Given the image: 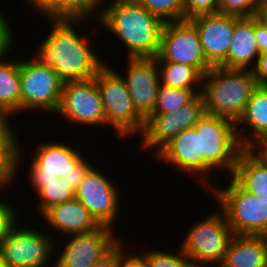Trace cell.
I'll return each instance as SVG.
<instances>
[{"instance_id": "obj_10", "label": "cell", "mask_w": 267, "mask_h": 267, "mask_svg": "<svg viewBox=\"0 0 267 267\" xmlns=\"http://www.w3.org/2000/svg\"><path fill=\"white\" fill-rule=\"evenodd\" d=\"M63 81L51 67L42 65L33 56L20 60V113L24 111L58 110Z\"/></svg>"}, {"instance_id": "obj_24", "label": "cell", "mask_w": 267, "mask_h": 267, "mask_svg": "<svg viewBox=\"0 0 267 267\" xmlns=\"http://www.w3.org/2000/svg\"><path fill=\"white\" fill-rule=\"evenodd\" d=\"M20 59L0 61V113H20Z\"/></svg>"}, {"instance_id": "obj_23", "label": "cell", "mask_w": 267, "mask_h": 267, "mask_svg": "<svg viewBox=\"0 0 267 267\" xmlns=\"http://www.w3.org/2000/svg\"><path fill=\"white\" fill-rule=\"evenodd\" d=\"M140 136L139 147L145 151L155 150V156L177 136L176 113L151 114L145 120L144 131Z\"/></svg>"}, {"instance_id": "obj_7", "label": "cell", "mask_w": 267, "mask_h": 267, "mask_svg": "<svg viewBox=\"0 0 267 267\" xmlns=\"http://www.w3.org/2000/svg\"><path fill=\"white\" fill-rule=\"evenodd\" d=\"M228 179L225 186L212 185L208 192L216 199L233 234L267 235V201L243 189L231 176Z\"/></svg>"}, {"instance_id": "obj_45", "label": "cell", "mask_w": 267, "mask_h": 267, "mask_svg": "<svg viewBox=\"0 0 267 267\" xmlns=\"http://www.w3.org/2000/svg\"><path fill=\"white\" fill-rule=\"evenodd\" d=\"M98 7L109 0H92Z\"/></svg>"}, {"instance_id": "obj_31", "label": "cell", "mask_w": 267, "mask_h": 267, "mask_svg": "<svg viewBox=\"0 0 267 267\" xmlns=\"http://www.w3.org/2000/svg\"><path fill=\"white\" fill-rule=\"evenodd\" d=\"M173 113H176L177 135L185 129L193 128L206 113L202 94H197L189 103Z\"/></svg>"}, {"instance_id": "obj_3", "label": "cell", "mask_w": 267, "mask_h": 267, "mask_svg": "<svg viewBox=\"0 0 267 267\" xmlns=\"http://www.w3.org/2000/svg\"><path fill=\"white\" fill-rule=\"evenodd\" d=\"M94 22L123 43L127 58H155L158 55L165 22L136 0L103 3Z\"/></svg>"}, {"instance_id": "obj_6", "label": "cell", "mask_w": 267, "mask_h": 267, "mask_svg": "<svg viewBox=\"0 0 267 267\" xmlns=\"http://www.w3.org/2000/svg\"><path fill=\"white\" fill-rule=\"evenodd\" d=\"M117 70L106 63L96 73L94 80L101 94L105 127H112L122 140L141 135L145 119L135 109L126 83Z\"/></svg>"}, {"instance_id": "obj_12", "label": "cell", "mask_w": 267, "mask_h": 267, "mask_svg": "<svg viewBox=\"0 0 267 267\" xmlns=\"http://www.w3.org/2000/svg\"><path fill=\"white\" fill-rule=\"evenodd\" d=\"M58 117L70 124L87 127L105 125V114L100 91L94 78L64 82L57 112Z\"/></svg>"}, {"instance_id": "obj_11", "label": "cell", "mask_w": 267, "mask_h": 267, "mask_svg": "<svg viewBox=\"0 0 267 267\" xmlns=\"http://www.w3.org/2000/svg\"><path fill=\"white\" fill-rule=\"evenodd\" d=\"M115 230V231H114ZM116 229L101 225L98 229L80 234H70L62 250L57 251L55 241L56 261L53 267H90L107 257L121 242V237L116 235ZM57 248V249H56ZM58 256H57V252ZM55 262V264H54Z\"/></svg>"}, {"instance_id": "obj_13", "label": "cell", "mask_w": 267, "mask_h": 267, "mask_svg": "<svg viewBox=\"0 0 267 267\" xmlns=\"http://www.w3.org/2000/svg\"><path fill=\"white\" fill-rule=\"evenodd\" d=\"M155 60L186 64L203 76L213 67L204 55L196 28L187 19L165 23Z\"/></svg>"}, {"instance_id": "obj_41", "label": "cell", "mask_w": 267, "mask_h": 267, "mask_svg": "<svg viewBox=\"0 0 267 267\" xmlns=\"http://www.w3.org/2000/svg\"><path fill=\"white\" fill-rule=\"evenodd\" d=\"M126 252H124L118 259L117 267H146L144 261L137 255L135 251L131 253V250L130 252L126 250Z\"/></svg>"}, {"instance_id": "obj_22", "label": "cell", "mask_w": 267, "mask_h": 267, "mask_svg": "<svg viewBox=\"0 0 267 267\" xmlns=\"http://www.w3.org/2000/svg\"><path fill=\"white\" fill-rule=\"evenodd\" d=\"M265 235H233L218 267H264Z\"/></svg>"}, {"instance_id": "obj_33", "label": "cell", "mask_w": 267, "mask_h": 267, "mask_svg": "<svg viewBox=\"0 0 267 267\" xmlns=\"http://www.w3.org/2000/svg\"><path fill=\"white\" fill-rule=\"evenodd\" d=\"M4 199L0 200V245L1 242L8 236L12 228L18 223V211L15 210L16 207L10 205L11 202L7 200L3 201ZM17 212V213H16Z\"/></svg>"}, {"instance_id": "obj_16", "label": "cell", "mask_w": 267, "mask_h": 267, "mask_svg": "<svg viewBox=\"0 0 267 267\" xmlns=\"http://www.w3.org/2000/svg\"><path fill=\"white\" fill-rule=\"evenodd\" d=\"M197 30L207 61L219 66L228 55L234 30V16L210 13L187 19Z\"/></svg>"}, {"instance_id": "obj_4", "label": "cell", "mask_w": 267, "mask_h": 267, "mask_svg": "<svg viewBox=\"0 0 267 267\" xmlns=\"http://www.w3.org/2000/svg\"><path fill=\"white\" fill-rule=\"evenodd\" d=\"M258 85L251 70L212 67L202 79L205 112L237 123Z\"/></svg>"}, {"instance_id": "obj_5", "label": "cell", "mask_w": 267, "mask_h": 267, "mask_svg": "<svg viewBox=\"0 0 267 267\" xmlns=\"http://www.w3.org/2000/svg\"><path fill=\"white\" fill-rule=\"evenodd\" d=\"M194 128L200 133L201 186L207 192L212 187L208 179L218 170L223 169L225 176H232L244 148L238 139L236 123L229 119L205 113Z\"/></svg>"}, {"instance_id": "obj_9", "label": "cell", "mask_w": 267, "mask_h": 267, "mask_svg": "<svg viewBox=\"0 0 267 267\" xmlns=\"http://www.w3.org/2000/svg\"><path fill=\"white\" fill-rule=\"evenodd\" d=\"M19 223L22 224L19 221L1 242L0 256L4 267L51 266L55 257L56 235L52 231L36 230L27 225L22 227Z\"/></svg>"}, {"instance_id": "obj_36", "label": "cell", "mask_w": 267, "mask_h": 267, "mask_svg": "<svg viewBox=\"0 0 267 267\" xmlns=\"http://www.w3.org/2000/svg\"><path fill=\"white\" fill-rule=\"evenodd\" d=\"M29 6L42 17H56V0H24ZM27 1V2H26Z\"/></svg>"}, {"instance_id": "obj_27", "label": "cell", "mask_w": 267, "mask_h": 267, "mask_svg": "<svg viewBox=\"0 0 267 267\" xmlns=\"http://www.w3.org/2000/svg\"><path fill=\"white\" fill-rule=\"evenodd\" d=\"M202 90H188L160 84L152 114L173 113L189 103Z\"/></svg>"}, {"instance_id": "obj_44", "label": "cell", "mask_w": 267, "mask_h": 267, "mask_svg": "<svg viewBox=\"0 0 267 267\" xmlns=\"http://www.w3.org/2000/svg\"><path fill=\"white\" fill-rule=\"evenodd\" d=\"M264 267H267V235H265V263Z\"/></svg>"}, {"instance_id": "obj_43", "label": "cell", "mask_w": 267, "mask_h": 267, "mask_svg": "<svg viewBox=\"0 0 267 267\" xmlns=\"http://www.w3.org/2000/svg\"><path fill=\"white\" fill-rule=\"evenodd\" d=\"M257 8L261 6L266 0H250Z\"/></svg>"}, {"instance_id": "obj_32", "label": "cell", "mask_w": 267, "mask_h": 267, "mask_svg": "<svg viewBox=\"0 0 267 267\" xmlns=\"http://www.w3.org/2000/svg\"><path fill=\"white\" fill-rule=\"evenodd\" d=\"M218 13L251 17L257 14V7L250 0H219Z\"/></svg>"}, {"instance_id": "obj_28", "label": "cell", "mask_w": 267, "mask_h": 267, "mask_svg": "<svg viewBox=\"0 0 267 267\" xmlns=\"http://www.w3.org/2000/svg\"><path fill=\"white\" fill-rule=\"evenodd\" d=\"M150 249L148 248V250L142 252L143 254L137 252V255L144 261L146 267H195L181 250L180 246L178 253L168 250L163 251L164 249Z\"/></svg>"}, {"instance_id": "obj_37", "label": "cell", "mask_w": 267, "mask_h": 267, "mask_svg": "<svg viewBox=\"0 0 267 267\" xmlns=\"http://www.w3.org/2000/svg\"><path fill=\"white\" fill-rule=\"evenodd\" d=\"M125 245L126 244H124L122 241L107 257L91 265L90 267H117L118 259L126 251Z\"/></svg>"}, {"instance_id": "obj_46", "label": "cell", "mask_w": 267, "mask_h": 267, "mask_svg": "<svg viewBox=\"0 0 267 267\" xmlns=\"http://www.w3.org/2000/svg\"><path fill=\"white\" fill-rule=\"evenodd\" d=\"M0 267H4L3 262L1 260V256H0Z\"/></svg>"}, {"instance_id": "obj_29", "label": "cell", "mask_w": 267, "mask_h": 267, "mask_svg": "<svg viewBox=\"0 0 267 267\" xmlns=\"http://www.w3.org/2000/svg\"><path fill=\"white\" fill-rule=\"evenodd\" d=\"M165 23L184 20L183 0H136Z\"/></svg>"}, {"instance_id": "obj_42", "label": "cell", "mask_w": 267, "mask_h": 267, "mask_svg": "<svg viewBox=\"0 0 267 267\" xmlns=\"http://www.w3.org/2000/svg\"><path fill=\"white\" fill-rule=\"evenodd\" d=\"M257 18L267 25V1L257 8Z\"/></svg>"}, {"instance_id": "obj_40", "label": "cell", "mask_w": 267, "mask_h": 267, "mask_svg": "<svg viewBox=\"0 0 267 267\" xmlns=\"http://www.w3.org/2000/svg\"><path fill=\"white\" fill-rule=\"evenodd\" d=\"M14 182H16L15 173L0 159V191L3 193L8 188L14 187Z\"/></svg>"}, {"instance_id": "obj_25", "label": "cell", "mask_w": 267, "mask_h": 267, "mask_svg": "<svg viewBox=\"0 0 267 267\" xmlns=\"http://www.w3.org/2000/svg\"><path fill=\"white\" fill-rule=\"evenodd\" d=\"M156 62L161 85L188 90H202L203 75L195 67L169 61Z\"/></svg>"}, {"instance_id": "obj_35", "label": "cell", "mask_w": 267, "mask_h": 267, "mask_svg": "<svg viewBox=\"0 0 267 267\" xmlns=\"http://www.w3.org/2000/svg\"><path fill=\"white\" fill-rule=\"evenodd\" d=\"M11 28L9 20L0 12V61L9 57L15 45V35Z\"/></svg>"}, {"instance_id": "obj_20", "label": "cell", "mask_w": 267, "mask_h": 267, "mask_svg": "<svg viewBox=\"0 0 267 267\" xmlns=\"http://www.w3.org/2000/svg\"><path fill=\"white\" fill-rule=\"evenodd\" d=\"M259 55L255 37V16H234L232 42L227 58L219 66L226 69L252 70Z\"/></svg>"}, {"instance_id": "obj_1", "label": "cell", "mask_w": 267, "mask_h": 267, "mask_svg": "<svg viewBox=\"0 0 267 267\" xmlns=\"http://www.w3.org/2000/svg\"><path fill=\"white\" fill-rule=\"evenodd\" d=\"M49 141L44 139L35 146L34 152L30 151L33 156L27 168L29 184L39 200L36 205L39 215L54 205L74 199L75 189L94 166L70 143Z\"/></svg>"}, {"instance_id": "obj_30", "label": "cell", "mask_w": 267, "mask_h": 267, "mask_svg": "<svg viewBox=\"0 0 267 267\" xmlns=\"http://www.w3.org/2000/svg\"><path fill=\"white\" fill-rule=\"evenodd\" d=\"M99 7L92 0H56V17L94 18Z\"/></svg>"}, {"instance_id": "obj_18", "label": "cell", "mask_w": 267, "mask_h": 267, "mask_svg": "<svg viewBox=\"0 0 267 267\" xmlns=\"http://www.w3.org/2000/svg\"><path fill=\"white\" fill-rule=\"evenodd\" d=\"M236 130L243 148H267V84H259L254 90Z\"/></svg>"}, {"instance_id": "obj_19", "label": "cell", "mask_w": 267, "mask_h": 267, "mask_svg": "<svg viewBox=\"0 0 267 267\" xmlns=\"http://www.w3.org/2000/svg\"><path fill=\"white\" fill-rule=\"evenodd\" d=\"M40 217L45 220L46 226L63 237L88 233L101 226L76 198L48 208Z\"/></svg>"}, {"instance_id": "obj_2", "label": "cell", "mask_w": 267, "mask_h": 267, "mask_svg": "<svg viewBox=\"0 0 267 267\" xmlns=\"http://www.w3.org/2000/svg\"><path fill=\"white\" fill-rule=\"evenodd\" d=\"M43 19L47 20L50 31L31 56L56 71L63 82L94 78L106 60L103 61L93 49L88 35L81 36L80 29L77 33V28L88 23L90 18Z\"/></svg>"}, {"instance_id": "obj_14", "label": "cell", "mask_w": 267, "mask_h": 267, "mask_svg": "<svg viewBox=\"0 0 267 267\" xmlns=\"http://www.w3.org/2000/svg\"><path fill=\"white\" fill-rule=\"evenodd\" d=\"M102 172L93 166L75 189V198L100 225L116 228L114 224L120 218L118 214L121 215L118 208L121 191L114 180Z\"/></svg>"}, {"instance_id": "obj_39", "label": "cell", "mask_w": 267, "mask_h": 267, "mask_svg": "<svg viewBox=\"0 0 267 267\" xmlns=\"http://www.w3.org/2000/svg\"><path fill=\"white\" fill-rule=\"evenodd\" d=\"M255 37L260 54L267 51V25L255 15Z\"/></svg>"}, {"instance_id": "obj_17", "label": "cell", "mask_w": 267, "mask_h": 267, "mask_svg": "<svg viewBox=\"0 0 267 267\" xmlns=\"http://www.w3.org/2000/svg\"><path fill=\"white\" fill-rule=\"evenodd\" d=\"M154 158L161 164L170 163L177 171L186 172L190 177L194 176L201 184L200 133H197L194 127L180 132Z\"/></svg>"}, {"instance_id": "obj_26", "label": "cell", "mask_w": 267, "mask_h": 267, "mask_svg": "<svg viewBox=\"0 0 267 267\" xmlns=\"http://www.w3.org/2000/svg\"><path fill=\"white\" fill-rule=\"evenodd\" d=\"M10 115L0 113V159L15 173L17 180L24 160L25 146H21L20 140L12 127ZM21 168V169H20ZM20 170V171H19Z\"/></svg>"}, {"instance_id": "obj_34", "label": "cell", "mask_w": 267, "mask_h": 267, "mask_svg": "<svg viewBox=\"0 0 267 267\" xmlns=\"http://www.w3.org/2000/svg\"><path fill=\"white\" fill-rule=\"evenodd\" d=\"M184 20L200 14L218 13L219 0H183Z\"/></svg>"}, {"instance_id": "obj_8", "label": "cell", "mask_w": 267, "mask_h": 267, "mask_svg": "<svg viewBox=\"0 0 267 267\" xmlns=\"http://www.w3.org/2000/svg\"><path fill=\"white\" fill-rule=\"evenodd\" d=\"M207 217L195 221L181 241L180 248L195 267H218L233 237L226 216L218 207Z\"/></svg>"}, {"instance_id": "obj_38", "label": "cell", "mask_w": 267, "mask_h": 267, "mask_svg": "<svg viewBox=\"0 0 267 267\" xmlns=\"http://www.w3.org/2000/svg\"><path fill=\"white\" fill-rule=\"evenodd\" d=\"M251 71L259 84H267V51L258 56Z\"/></svg>"}, {"instance_id": "obj_21", "label": "cell", "mask_w": 267, "mask_h": 267, "mask_svg": "<svg viewBox=\"0 0 267 267\" xmlns=\"http://www.w3.org/2000/svg\"><path fill=\"white\" fill-rule=\"evenodd\" d=\"M231 177L243 189L267 201V150L244 148Z\"/></svg>"}, {"instance_id": "obj_15", "label": "cell", "mask_w": 267, "mask_h": 267, "mask_svg": "<svg viewBox=\"0 0 267 267\" xmlns=\"http://www.w3.org/2000/svg\"><path fill=\"white\" fill-rule=\"evenodd\" d=\"M126 60L127 71L120 75L126 83L135 109L146 120L154 111L160 87L158 65L155 58Z\"/></svg>"}]
</instances>
